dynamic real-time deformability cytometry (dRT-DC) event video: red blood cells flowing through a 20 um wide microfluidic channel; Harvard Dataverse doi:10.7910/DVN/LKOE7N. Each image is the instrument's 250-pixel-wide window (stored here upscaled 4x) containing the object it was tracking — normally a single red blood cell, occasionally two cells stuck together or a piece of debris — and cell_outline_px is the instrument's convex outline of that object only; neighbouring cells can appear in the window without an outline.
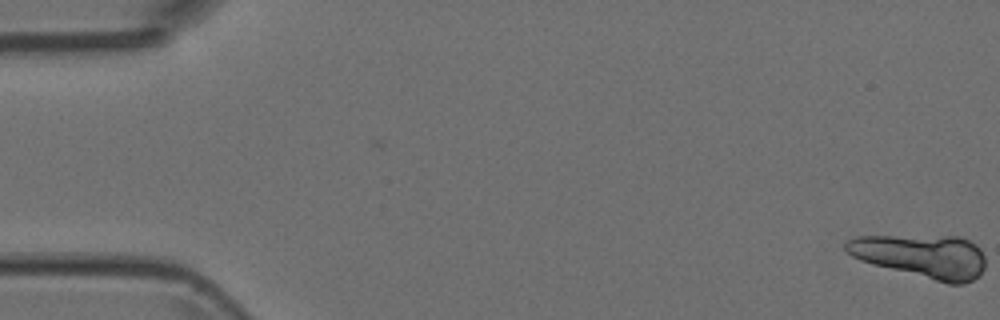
{"species": "Egyptian fruit bat (a non-hibernating species)", "species_latin": "Rousettus aegyptiacus", "temperature_condition": "room temperature", "stored_images_in_passage": 43, "camera_frame_rate_fps": 3000, "um_per_image_px": 0.085, "animal": {"sex": "female"}, "frame": {"image": 1, "passage_image": 1, "time_ms": 0.0, "image_size_px": [1000, 320], "cell_outline_px": [[984, 268], [980, 276], [964, 284], [948, 284], [872, 264], [860, 260], [852, 256], [844, 248], [844, 244], [848, 240], [856, 236], [960, 236], [976, 244], [980, 248], [984, 256]], "centroid_in_image_um": [78.37, 21.77], "position_along_channel_um": 6.6, "area_um2": 35.49}}